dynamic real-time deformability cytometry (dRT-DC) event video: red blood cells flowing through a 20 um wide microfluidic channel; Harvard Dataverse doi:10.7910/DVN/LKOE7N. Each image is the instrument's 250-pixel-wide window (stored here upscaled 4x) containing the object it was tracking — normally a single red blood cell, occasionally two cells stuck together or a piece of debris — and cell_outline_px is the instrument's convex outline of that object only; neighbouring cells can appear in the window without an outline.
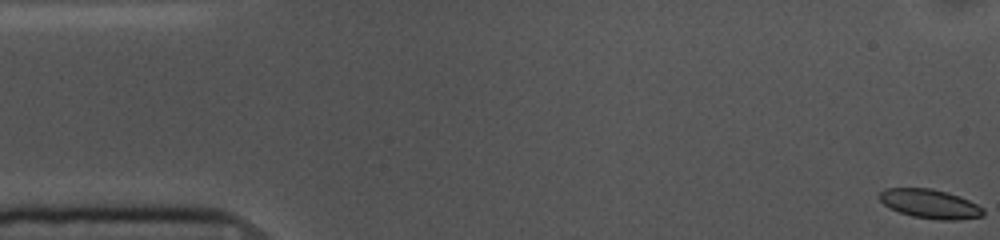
{"species": "common noctule bat (a hibernating species)", "species_latin": "Nyctalus noctula", "temperature_condition": "cold", "stored_images_in_passage": 55, "camera_frame_rate_fps": 3000, "um_per_image_px": 0.085, "animal": {"sex": "female", "body_mass_g": 10.0, "forearm_length_mm": 53.1}, "frame": {"image": 1, "passage_image": 1, "time_ms": 0.0, "image_size_px": [1000, 240], "cell_outline_px": [[984, 216], [956, 220], [940, 220], [912, 216], [900, 212], [884, 204], [880, 200], [880, 192], [884, 188], [932, 188], [948, 192], [960, 196], [984, 208]], "centroid_in_image_um": [79.08, 17.32], "position_along_channel_um": 5.9, "area_um2": 17.57}}
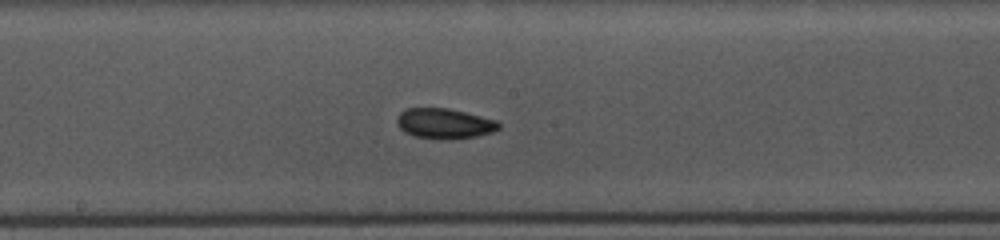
{"frame": {"image": 2, "passage_image": 28, "time_ms": 9.0, "image_size_px": [1000, 240], "cell_outline_px": [[500, 128], [492, 132], [476, 136], [448, 140], [444, 140], [416, 136], [404, 132], [396, 124], [396, 120], [400, 112], [404, 108], [448, 108], [496, 120], [500, 124]], "centroid_in_image_um": [37.75, 10.5], "position_along_channel_um": 210.5, "area_um2": 17.98}}
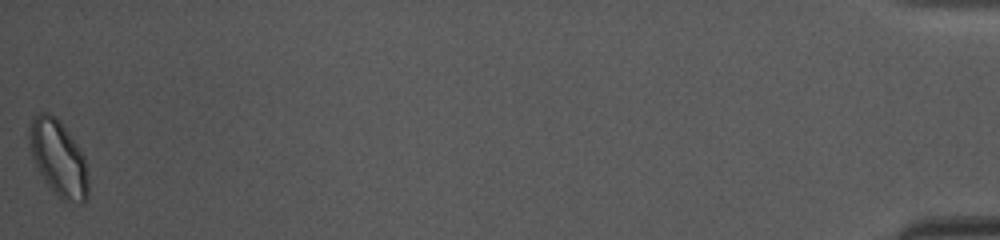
{"frame": {"image": 3, "passage_image": 55, "time_ms": 18.0, "image_size_px": [1000, 240], "cell_outline_px": [[88, 196], [84, 204], [80, 204], [60, 200], [56, 196], [44, 180], [32, 156], [28, 140], [28, 128], [32, 116], [40, 112], [48, 112], [56, 116], [60, 120], [84, 156], [88, 176]], "centroid_in_image_um": [4.96, 13.45], "position_along_channel_um": 430.2, "area_um2": 26.41}, "authors_computed_cell_mechanics": {"area_um2": 17.8024, "velocity_mm_per_s": 3.6032, "shape_relaxation_time_tau1_ms": null, "shape_relaxation_time_tau2_ms": 8.0923, "deformation_change_tau1": null, "deformation_change_tau2": 0.0974}}